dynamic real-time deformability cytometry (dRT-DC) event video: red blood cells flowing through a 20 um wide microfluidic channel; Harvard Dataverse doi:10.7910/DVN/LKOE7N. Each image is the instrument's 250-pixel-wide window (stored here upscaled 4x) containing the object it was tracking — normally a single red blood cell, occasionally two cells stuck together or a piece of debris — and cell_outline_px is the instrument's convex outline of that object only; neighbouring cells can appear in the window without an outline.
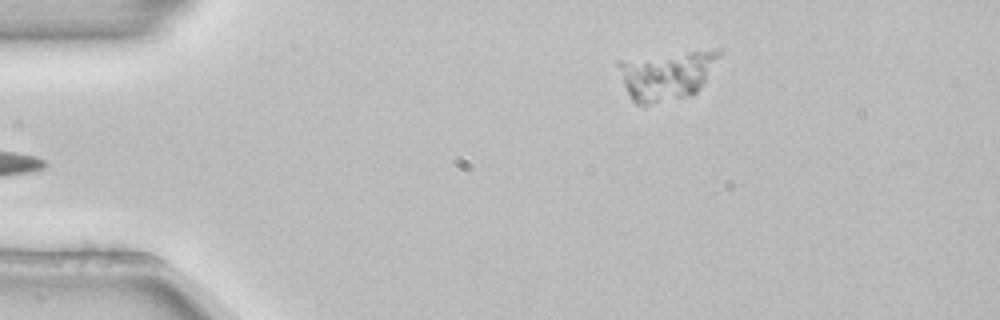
{"species": "common noctule bat (a hibernating species)", "species_latin": "Nyctalus noctula", "temperature_condition": "room temperature", "stored_images_in_passage": 4, "segment_of_instrument_passage": [2, 2], "camera_frame_rate_fps": 3000, "um_per_image_px": 0.085, "animal": {"sex": "female", "body_mass_g": 22.7, "forearm_length_mm": 54.2}, "frame": {"image": 1, "passage_image": 4, "time_ms": 1.0, "image_size_px": [1000, 320], "cell_outline_px": [[720, 56], [704, 84], [696, 92], [684, 96], [644, 104], [636, 104], [632, 100], [624, 84], [616, 64], [616, 60], [712, 48], [720, 48]], "centroid_in_image_um": [56.68, 6.33], "position_along_channel_um": 28.3, "area_um2": 28.55}}